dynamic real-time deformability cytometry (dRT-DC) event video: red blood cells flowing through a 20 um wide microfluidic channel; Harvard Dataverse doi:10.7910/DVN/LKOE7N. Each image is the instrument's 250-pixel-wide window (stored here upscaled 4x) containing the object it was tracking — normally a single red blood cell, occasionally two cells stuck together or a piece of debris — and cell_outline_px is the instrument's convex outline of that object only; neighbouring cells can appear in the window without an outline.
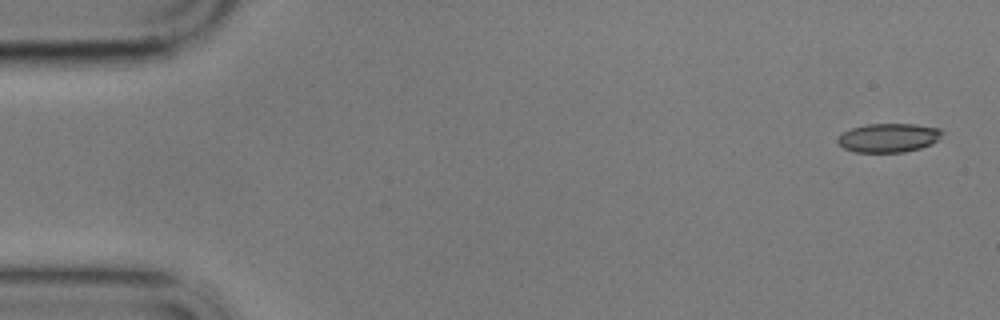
{"species": "common noctule bat (a hibernating species)", "species_latin": "Nyctalus noctula", "temperature_condition": "cold", "stored_images_in_passage": 4, "camera_frame_rate_fps": 3000, "um_per_image_px": 0.085, "animal": {"sex": "male", "body_mass_g": 17.9}, "frame": {"image": 1, "passage_image": 1, "time_ms": 0.0, "image_size_px": [1000, 320], "cell_outline_px": [[944, 132], [932, 144], [920, 148], [904, 152], [856, 152], [844, 148], [836, 140], [844, 132], [852, 128], [868, 124], [916, 124], [940, 128]], "centroid_in_image_um": [75.55, 11.71], "position_along_channel_um": 9.4, "area_um2": 17.46}}
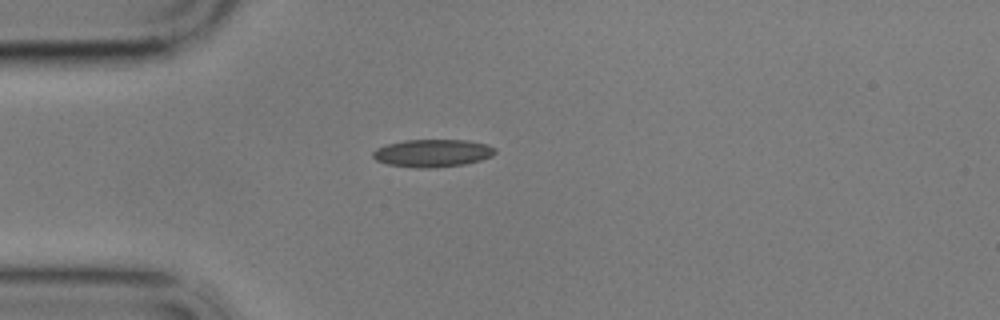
{"frame": {"image": 2, "passage_image": 4, "time_ms": 4.333, "image_size_px": [1000, 320], "cell_outline_px": [[496, 152], [492, 156], [480, 160], [464, 164], [436, 168], [412, 168], [388, 164], [376, 160], [372, 156], [372, 152], [376, 148], [388, 144], [404, 140], [468, 140], [488, 144], [496, 148]], "centroid_in_image_um": [36.78, 13.02], "position_along_channel_um": 48.2, "area_um2": 19.88}}